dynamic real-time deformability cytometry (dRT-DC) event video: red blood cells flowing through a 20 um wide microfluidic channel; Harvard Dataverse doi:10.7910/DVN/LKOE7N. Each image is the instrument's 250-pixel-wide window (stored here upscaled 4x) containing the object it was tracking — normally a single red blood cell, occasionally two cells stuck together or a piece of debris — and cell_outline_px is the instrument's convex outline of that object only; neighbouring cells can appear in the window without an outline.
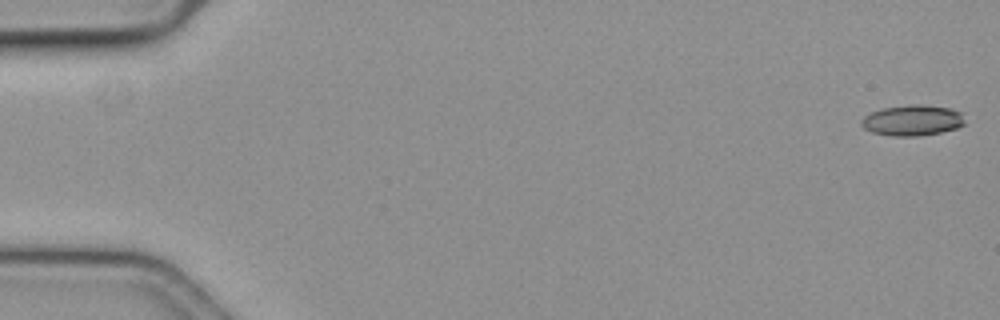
{"species": "common noctule bat (a hibernating species)", "species_latin": "Nyctalus noctula", "temperature_condition": "cold", "stored_images_in_passage": 18, "camera_frame_rate_fps": 3000, "um_per_image_px": 0.085, "animal": {"sex": "female", "body_mass_g": 19.3, "forearm_length_mm": 54.1}, "frame": {"image": 1, "passage_image": 1, "time_ms": 0.0, "image_size_px": [1000, 320], "cell_outline_px": [[964, 124], [956, 128], [940, 132], [920, 136], [892, 136], [872, 132], [864, 128], [860, 124], [860, 120], [864, 116], [872, 112], [884, 108], [912, 104], [920, 104], [952, 108], [964, 112]], "centroid_in_image_um": [77.58, 10.22], "position_along_channel_um": 7.4, "area_um2": 18.67}}
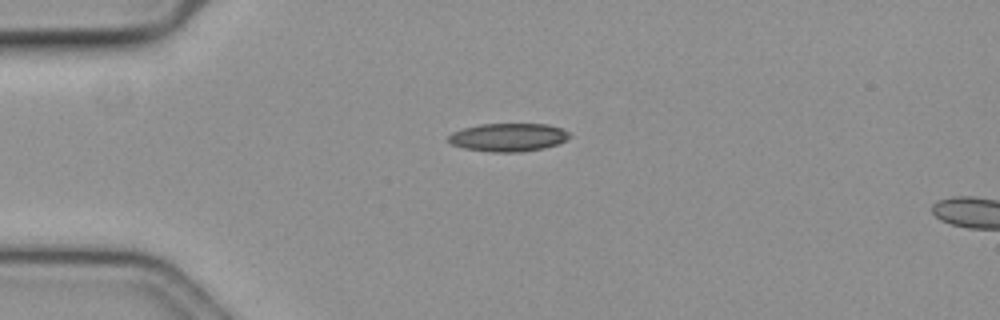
{"frame": {"image": 2, "passage_image": 15, "time_ms": 4.667, "image_size_px": [1000, 320], "cell_outline_px": [[572, 136], [568, 140], [544, 148], [520, 152], [492, 152], [464, 148], [452, 144], [448, 140], [448, 136], [452, 132], [464, 128], [480, 124], [548, 124], [572, 132]], "centroid_in_image_um": [43.25, 11.67], "position_along_channel_um": 41.8, "area_um2": 20.0}}